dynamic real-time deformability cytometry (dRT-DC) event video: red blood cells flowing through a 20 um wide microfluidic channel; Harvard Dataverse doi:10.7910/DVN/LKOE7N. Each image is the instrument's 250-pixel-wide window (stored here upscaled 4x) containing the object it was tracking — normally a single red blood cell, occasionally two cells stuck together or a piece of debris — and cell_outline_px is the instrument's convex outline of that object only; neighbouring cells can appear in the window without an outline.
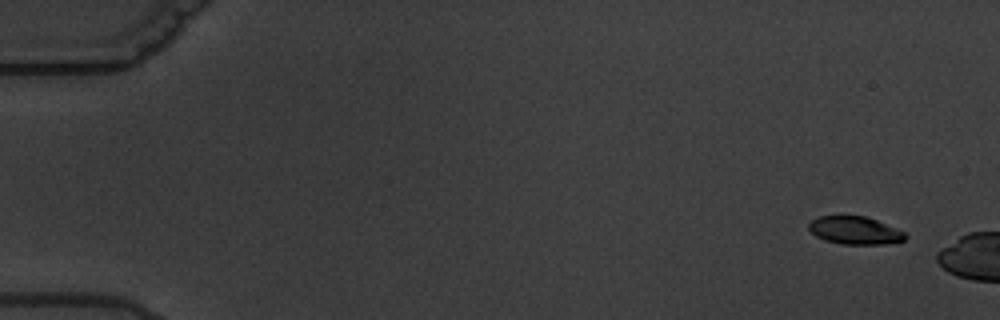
{"species": "common noctule bat (a hibernating species)", "species_latin": "Nyctalus noctula", "temperature_condition": "warm", "stored_images_in_passage": 4, "camera_frame_rate_fps": 3000, "um_per_image_px": 0.085, "animal": {"sex": "male", "body_mass_g": 19.5, "forearm_length_mm": 54.6}, "frame": {"image": 1, "passage_image": 2, "time_ms": 1.0, "image_size_px": [1000, 320], "cell_outline_px": [[908, 236], [904, 240], [884, 244], [840, 244], [824, 240], [816, 236], [808, 228], [808, 224], [812, 220], [820, 216], [864, 216], [876, 220], [904, 232]], "centroid_in_image_um": [72.64, 19.59], "position_along_channel_um": 12.4, "area_um2": 15.49}}